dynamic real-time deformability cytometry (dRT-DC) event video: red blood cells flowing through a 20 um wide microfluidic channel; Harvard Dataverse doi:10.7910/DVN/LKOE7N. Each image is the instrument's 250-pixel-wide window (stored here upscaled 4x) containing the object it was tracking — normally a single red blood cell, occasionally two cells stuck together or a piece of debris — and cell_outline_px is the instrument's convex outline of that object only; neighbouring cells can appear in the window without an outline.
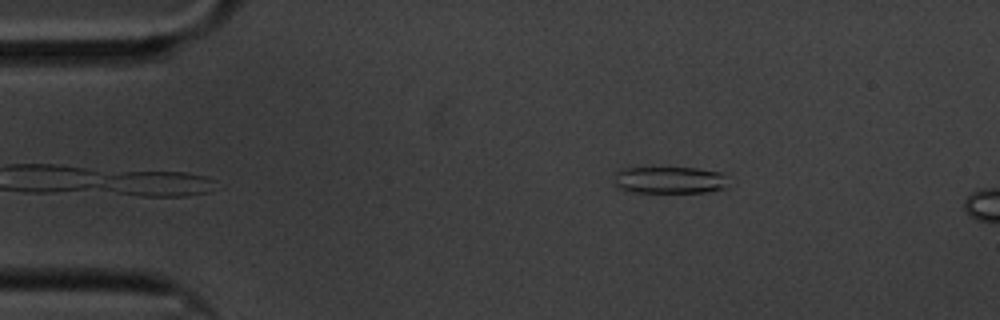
{"species": "common noctule bat (a hibernating species)", "species_latin": "Nyctalus noctula", "temperature_condition": "cold", "stored_images_in_passage": 7, "camera_frame_rate_fps": 3000, "um_per_image_px": 0.085, "animal": {"sex": "male", "body_mass_g": 20.1, "forearm_length_mm": 53.5}, "frame": {"image": 1, "passage_image": 2, "time_ms": 0.333, "image_size_px": [1000, 320], "cell_outline_px": [[724, 188], [704, 192], [632, 192], [616, 188], [612, 184], [616, 172], [624, 168], [696, 168], [720, 172], [724, 184]], "centroid_in_image_um": [56.76, 15.31], "position_along_channel_um": 28.2, "area_um2": 17.69}}